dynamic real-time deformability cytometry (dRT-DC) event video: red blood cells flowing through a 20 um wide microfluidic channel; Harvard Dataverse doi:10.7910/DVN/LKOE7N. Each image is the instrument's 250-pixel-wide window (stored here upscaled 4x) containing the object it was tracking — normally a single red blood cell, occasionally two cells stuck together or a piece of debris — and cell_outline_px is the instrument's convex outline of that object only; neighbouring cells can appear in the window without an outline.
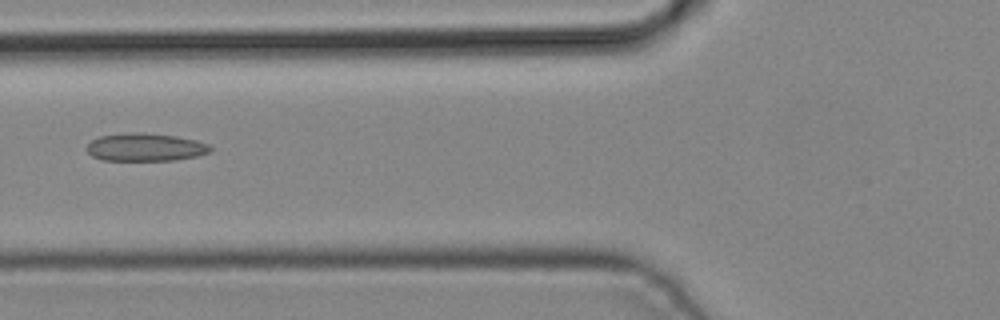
{"species": "common noctule bat (a hibernating species)", "species_latin": "Nyctalus noctula", "temperature_condition": "cold", "stored_images_in_passage": 5, "camera_frame_rate_fps": 3000, "um_per_image_px": 0.085, "animal": {"sex": "male", "body_mass_g": 19.2, "forearm_length_mm": 51.8}, "frame": {"image": 1, "passage_image": 5, "time_ms": 1.333, "image_size_px": [1000, 320], "cell_outline_px": [[212, 148], [208, 152], [196, 156], [172, 160], [100, 160], [92, 156], [88, 152], [88, 144], [92, 140], [100, 136], [132, 132], [144, 132], [176, 136], [196, 140], [208, 144]], "centroid_in_image_um": [12.34, 12.5], "position_along_channel_um": 113.5, "area_um2": 19.94}}